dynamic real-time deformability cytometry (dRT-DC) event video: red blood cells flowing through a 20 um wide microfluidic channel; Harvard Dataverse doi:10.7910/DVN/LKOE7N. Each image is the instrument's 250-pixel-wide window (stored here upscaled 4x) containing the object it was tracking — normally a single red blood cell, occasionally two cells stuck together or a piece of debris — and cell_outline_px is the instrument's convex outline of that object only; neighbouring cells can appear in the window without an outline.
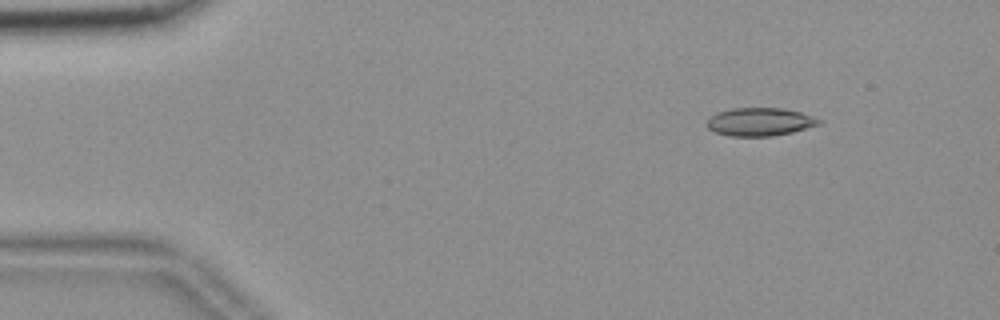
{"species": "common noctule bat (a hibernating species)", "species_latin": "Nyctalus noctula", "temperature_condition": "room temperature", "stored_images_in_passage": 50, "camera_frame_rate_fps": 3000, "um_per_image_px": 0.085, "animal": {"sex": "female", "body_mass_g": 18.4}, "frame": {"image": 1, "passage_image": 1, "time_ms": 0.0, "image_size_px": [1000, 320], "cell_outline_px": [[824, 120], [820, 124], [792, 132], [772, 136], [732, 136], [716, 132], [708, 128], [704, 124], [716, 112], [732, 108], [784, 108], [800, 112]], "centroid_in_image_um": [64.59, 10.35], "position_along_channel_um": 20.4, "area_um2": 18.38}}
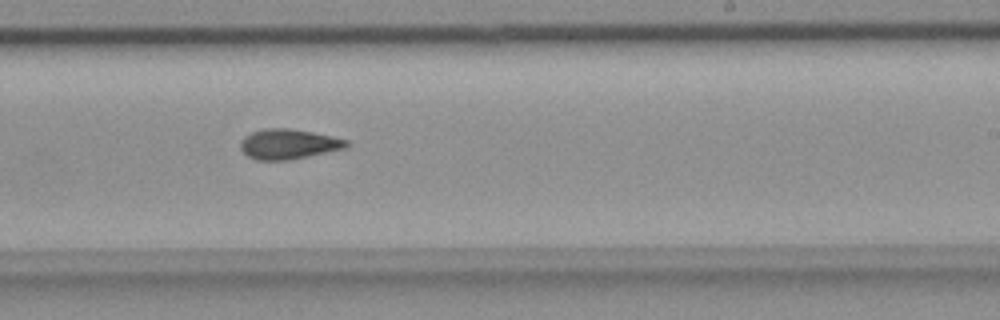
{"frame": {"image": 2, "passage_image": 28, "time_ms": 9.0, "image_size_px": [1000, 320], "cell_outline_px": [[348, 148], [288, 160], [256, 160], [248, 156], [240, 148], [240, 144], [244, 136], [252, 132], [264, 128], [288, 128], [312, 132], [332, 136], [348, 140]], "centroid_in_image_um": [24.52, 12.24], "position_along_channel_um": 264.5, "area_um2": 18.55}}
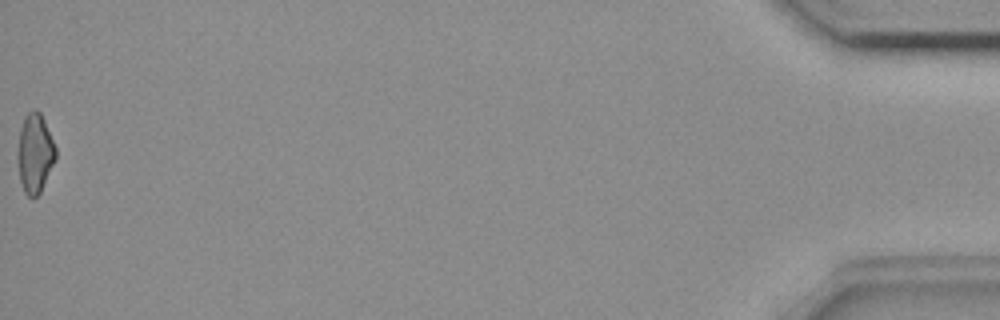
{"frame": {"image": 3, "passage_image": 50, "time_ms": 16.333, "image_size_px": [1000, 320], "cell_outline_px": [[56, 160], [40, 192], [36, 196], [28, 196], [24, 192], [20, 180], [16, 156], [20, 128], [24, 116], [32, 108], [36, 108], [40, 112], [44, 120], [56, 148]], "centroid_in_image_um": [2.95, 12.99], "position_along_channel_um": 432.3, "area_um2": 17.74}, "authors_computed_cell_mechanics": {"area_um2": 18.3804, "velocity_mm_per_s": 3.6589, "shape_relaxation_time_tau1_ms": 6.939, "shape_relaxation_time_tau2_ms": 3.339, "deformation_change_tau1": 0.1635, "deformation_change_tau2": 0.1122}}